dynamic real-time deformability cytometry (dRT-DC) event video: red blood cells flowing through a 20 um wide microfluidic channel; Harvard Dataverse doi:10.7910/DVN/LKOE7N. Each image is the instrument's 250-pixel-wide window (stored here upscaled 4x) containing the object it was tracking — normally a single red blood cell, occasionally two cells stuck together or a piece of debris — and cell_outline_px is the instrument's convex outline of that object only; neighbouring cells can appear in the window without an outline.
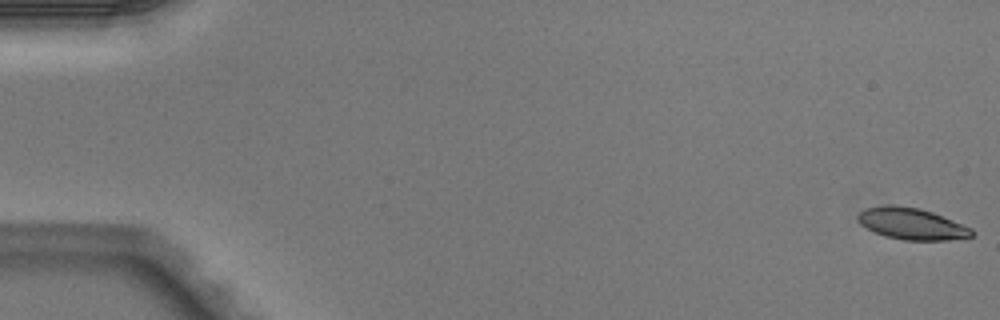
{"species": "Egyptian fruit bat (a non-hibernating species)", "species_latin": "Rousettus aegyptiacus", "temperature_condition": "warm", "stored_images_in_passage": 51, "camera_frame_rate_fps": 3000, "um_per_image_px": 0.085, "animal": {"sex": "male"}, "frame": {"image": 1, "passage_image": 1, "time_ms": 0.0, "image_size_px": [1000, 320], "cell_outline_px": [[972, 236], [948, 240], [904, 240], [884, 236], [860, 224], [856, 216], [864, 208], [884, 204], [896, 204], [920, 208], [932, 212], [972, 228]], "centroid_in_image_um": [77.45, 19.0], "position_along_channel_um": 7.6, "area_um2": 20.98}}
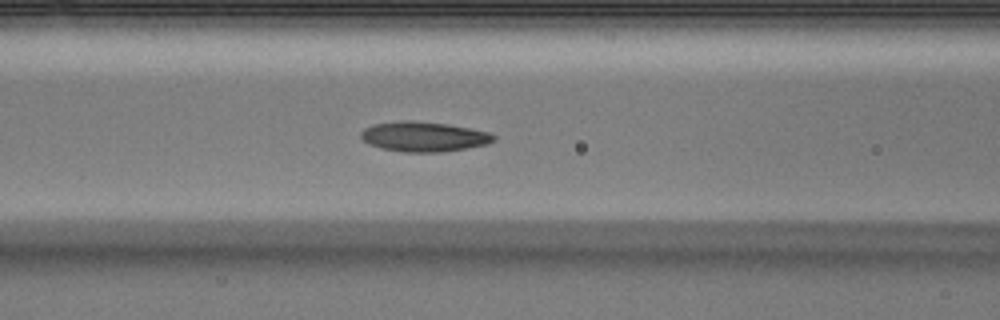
{"frame": {"image": 2, "passage_image": 22, "time_ms": 7.0, "image_size_px": [1000, 320], "cell_outline_px": [[496, 140], [488, 144], [444, 152], [404, 152], [380, 148], [368, 144], [360, 136], [360, 132], [364, 128], [372, 124], [400, 120], [412, 120], [448, 124], [472, 128], [488, 132], [496, 136]], "centroid_in_image_um": [36.02, 11.61], "position_along_channel_um": 130.6, "area_um2": 23.47}}
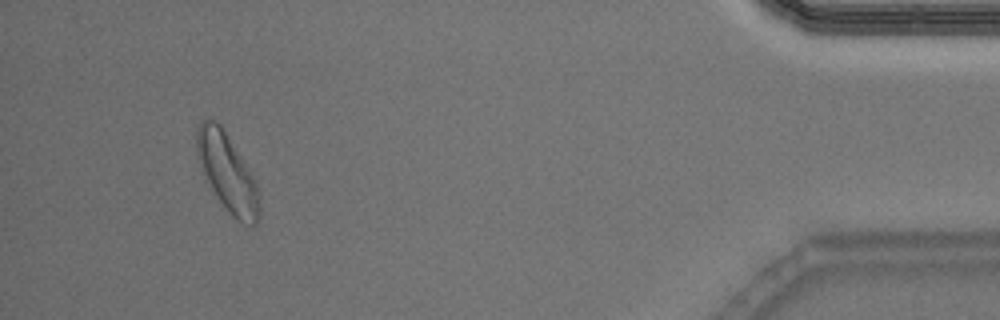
{"frame": {"image": 3, "passage_image": 48, "time_ms": 15.667, "image_size_px": [1000, 320], "cell_outline_px": [[260, 220], [256, 224], [252, 224], [240, 220], [232, 216], [204, 180], [200, 172], [196, 152], [196, 128], [200, 120], [216, 120], [220, 124], [256, 180], [260, 200]], "centroid_in_image_um": [19.29, 14.65], "position_along_channel_um": 415.9, "area_um2": 28.55}, "authors_computed_cell_mechanics": {"area_um2": 22.4842, "velocity_mm_per_s": 4.0194, "shape_relaxation_time_tau1_ms": 3.6429, "shape_relaxation_time_tau2_ms": 3.0591, "deformation_change_tau1": 0.124, "deformation_change_tau2": 0.106}}